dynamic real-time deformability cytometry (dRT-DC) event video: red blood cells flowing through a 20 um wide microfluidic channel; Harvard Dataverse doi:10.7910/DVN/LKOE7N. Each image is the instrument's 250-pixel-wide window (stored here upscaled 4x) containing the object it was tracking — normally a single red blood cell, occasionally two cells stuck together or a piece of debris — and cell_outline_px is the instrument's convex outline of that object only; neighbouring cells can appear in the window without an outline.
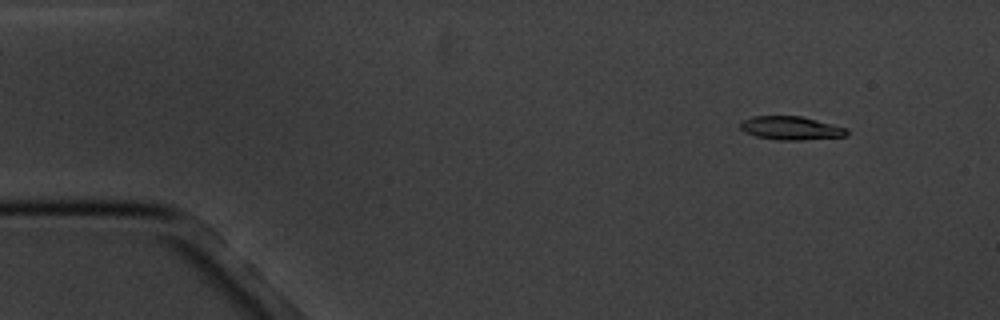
{"species": "common noctule bat (a hibernating species)", "species_latin": "Nyctalus noctula", "temperature_condition": "cold", "stored_images_in_passage": 4, "camera_frame_rate_fps": 3000, "um_per_image_px": 0.085, "animal": {"sex": "male", "body_mass_g": 20.1, "forearm_length_mm": 53.5}, "frame": {"image": 1, "passage_image": 2, "time_ms": 1.333, "image_size_px": [1000, 320], "cell_outline_px": [[848, 136], [804, 140], [780, 140], [756, 136], [744, 132], [740, 128], [740, 120], [752, 116], [800, 116], [848, 128]], "centroid_in_image_um": [67.22, 10.89], "position_along_channel_um": 17.8, "area_um2": 14.68}}